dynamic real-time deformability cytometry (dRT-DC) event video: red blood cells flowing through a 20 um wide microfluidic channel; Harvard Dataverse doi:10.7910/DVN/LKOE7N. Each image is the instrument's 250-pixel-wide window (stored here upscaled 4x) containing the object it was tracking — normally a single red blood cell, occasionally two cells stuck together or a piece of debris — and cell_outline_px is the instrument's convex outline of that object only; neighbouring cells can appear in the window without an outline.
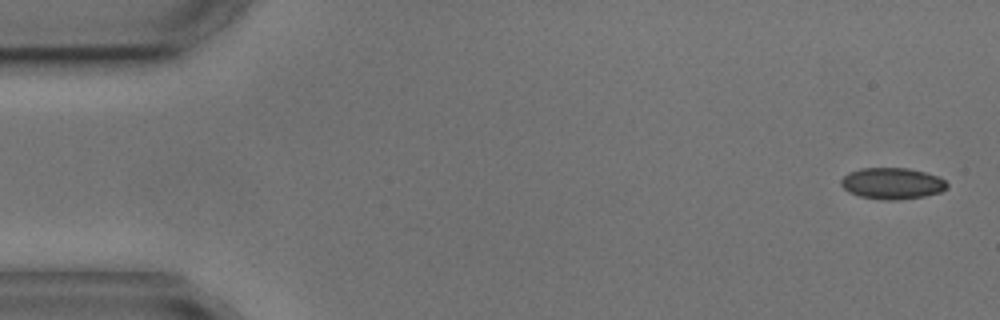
{"species": "common noctule bat (a hibernating species)", "species_latin": "Nyctalus noctula", "temperature_condition": "cold", "stored_images_in_passage": 5, "segment_of_instrument_passage": [1, 2], "camera_frame_rate_fps": 3000, "um_per_image_px": 0.085, "animal": {"sex": "male", "body_mass_g": 17.9, "forearm_length_mm": 54.2}, "frame": {"image": 1, "passage_image": 1, "time_ms": 0.0, "image_size_px": [1000, 320], "cell_outline_px": [[948, 188], [940, 192], [924, 196], [896, 200], [884, 200], [860, 196], [848, 192], [840, 184], [840, 180], [848, 172], [860, 168], [908, 168], [940, 176], [948, 184]], "centroid_in_image_um": [75.83, 15.58], "position_along_channel_um": 9.2, "area_um2": 19.48}}
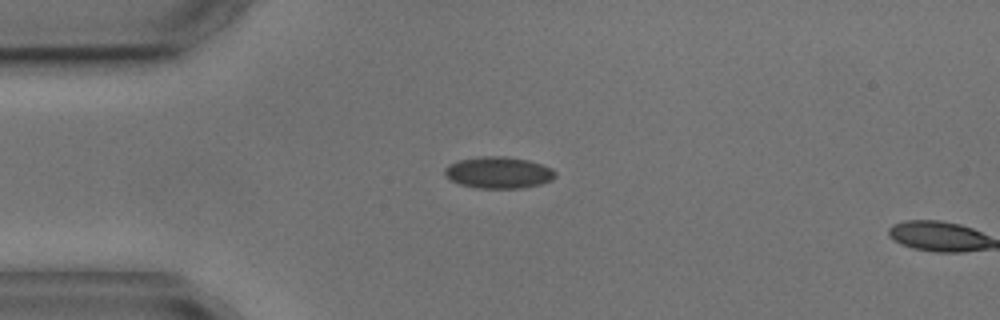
{"frame": {"image": 2, "passage_image": 4, "time_ms": 3.667, "image_size_px": [1000, 320], "cell_outline_px": [[556, 176], [552, 180], [540, 184], [520, 188], [476, 188], [460, 184], [452, 180], [444, 172], [444, 168], [460, 160], [484, 156], [504, 156], [528, 160], [552, 168], [556, 172]], "centroid_in_image_um": [42.42, 14.67], "position_along_channel_um": 42.6, "area_um2": 20.11}}